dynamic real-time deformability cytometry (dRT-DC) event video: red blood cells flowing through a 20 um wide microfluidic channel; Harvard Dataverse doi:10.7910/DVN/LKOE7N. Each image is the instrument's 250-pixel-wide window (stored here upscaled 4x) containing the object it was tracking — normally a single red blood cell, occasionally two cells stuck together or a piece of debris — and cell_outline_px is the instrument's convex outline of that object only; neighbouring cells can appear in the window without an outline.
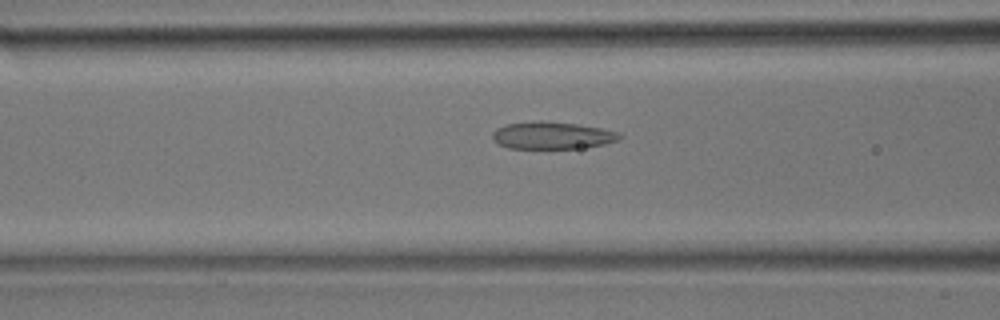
{"species": "common noctule bat (a hibernating species)", "species_latin": "Nyctalus noctula", "temperature_condition": "room temperature", "stored_images_in_passage": 33, "camera_frame_rate_fps": 3000, "um_per_image_px": 0.085, "animal": {"sex": "male", "body_mass_g": 17.9}, "frame": {"image": 1, "passage_image": 11, "time_ms": 3.333, "image_size_px": [1000, 320], "cell_outline_px": [[624, 136], [620, 140], [604, 144], [580, 148], [508, 148], [496, 144], [492, 140], [492, 132], [496, 128], [508, 124], [540, 120], [576, 124], [600, 128], [620, 132]], "centroid_in_image_um": [46.93, 11.51], "position_along_channel_um": 119.7, "area_um2": 20.35}}
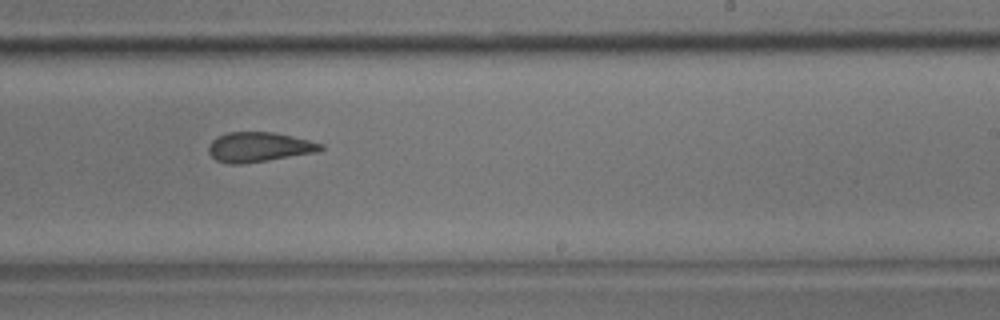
{"frame": {"image": 2, "passage_image": 19, "time_ms": 6.0, "image_size_px": [1000, 320], "cell_outline_px": [[324, 148], [316, 152], [268, 160], [240, 164], [228, 164], [216, 160], [208, 152], [208, 144], [216, 136], [228, 132], [272, 132], [292, 136], [324, 144]], "centroid_in_image_um": [21.97, 12.49], "position_along_channel_um": 267.0, "area_um2": 19.42}}
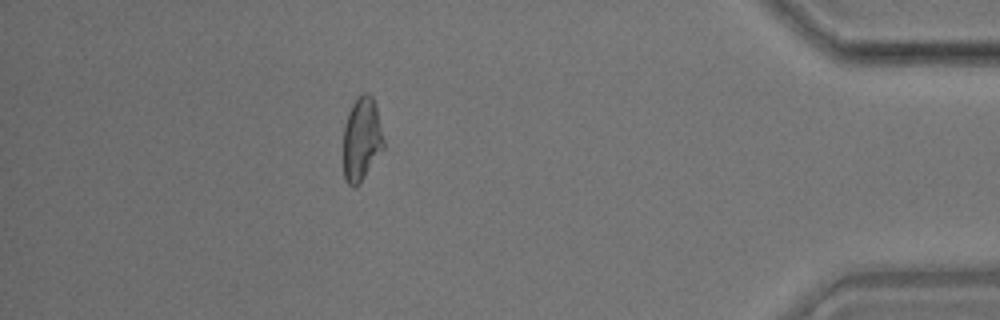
{"frame": {"image": 3, "passage_image": 29, "time_ms": 9.333, "image_size_px": [1000, 320], "cell_outline_px": [[384, 148], [360, 184], [356, 188], [352, 188], [348, 184], [344, 176], [344, 124], [348, 112], [352, 104], [364, 92], [368, 92], [372, 96], [376, 104], [384, 140]], "centroid_in_image_um": [30.75, 11.84], "position_along_channel_um": 404.5, "area_um2": 19.83}}